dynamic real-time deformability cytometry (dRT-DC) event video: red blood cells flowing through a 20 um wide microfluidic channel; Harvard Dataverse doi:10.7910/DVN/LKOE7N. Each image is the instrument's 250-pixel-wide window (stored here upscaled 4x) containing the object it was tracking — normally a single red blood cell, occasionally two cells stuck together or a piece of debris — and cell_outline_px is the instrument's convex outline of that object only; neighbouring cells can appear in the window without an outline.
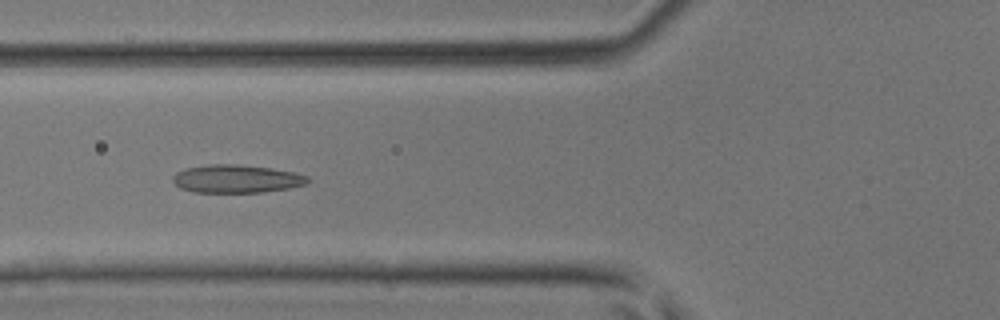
{"species": "common noctule bat (a hibernating species)", "species_latin": "Nyctalus noctula", "temperature_condition": "room temperature", "stored_images_in_passage": 45, "segment_of_instrument_passage": [1, 2], "camera_frame_rate_fps": 3000, "um_per_image_px": 0.085, "animal": {"sex": "male", "body_mass_g": 17.9, "forearm_length_mm": 54.2}, "frame": {"image": 1, "passage_image": 17, "time_ms": 5.333, "image_size_px": [1000, 320], "cell_outline_px": [[312, 180], [308, 184], [288, 188], [260, 192], [196, 192], [180, 188], [172, 180], [172, 176], [176, 172], [188, 168], [208, 164], [236, 164], [272, 168], [292, 172], [308, 176]], "centroid_in_image_um": [20.12, 15.19], "position_along_channel_um": 105.7, "area_um2": 22.02}}
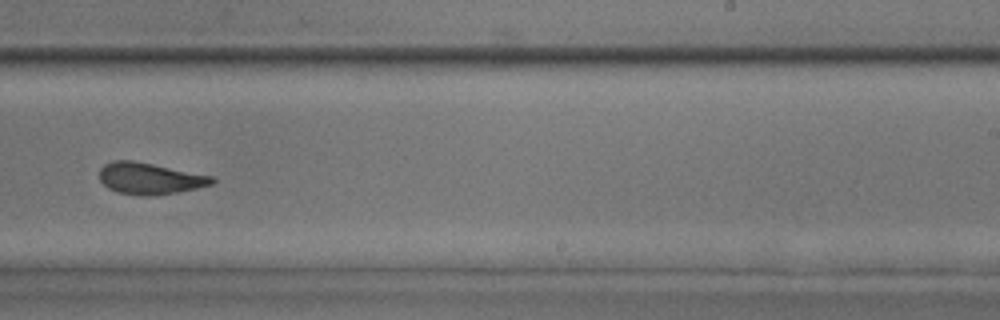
{"frame": {"image": 2, "passage_image": 28, "time_ms": 9.0, "image_size_px": [1000, 320], "cell_outline_px": [[216, 180], [212, 184], [196, 188], [176, 192], [148, 196], [144, 196], [116, 192], [108, 188], [100, 180], [100, 168], [104, 164], [112, 160], [132, 160], [212, 176]], "centroid_in_image_um": [12.69, 15.17], "position_along_channel_um": 276.3, "area_um2": 20.46}}
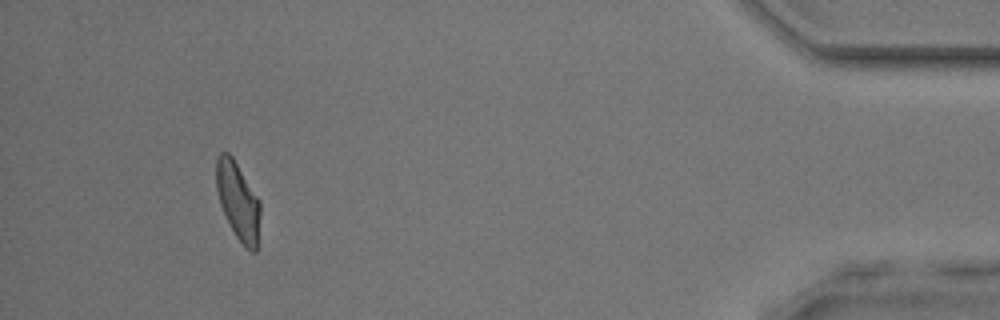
{"frame": {"image": 3, "passage_image": 41, "time_ms": 13.333, "image_size_px": [1000, 320], "cell_outline_px": [[260, 212], [256, 252], [252, 252], [244, 248], [236, 236], [220, 204], [216, 188], [216, 160], [220, 152], [228, 152], [232, 156], [260, 200]], "centroid_in_image_um": [20.23, 17.08], "position_along_channel_um": 415.0, "area_um2": 19.77}}